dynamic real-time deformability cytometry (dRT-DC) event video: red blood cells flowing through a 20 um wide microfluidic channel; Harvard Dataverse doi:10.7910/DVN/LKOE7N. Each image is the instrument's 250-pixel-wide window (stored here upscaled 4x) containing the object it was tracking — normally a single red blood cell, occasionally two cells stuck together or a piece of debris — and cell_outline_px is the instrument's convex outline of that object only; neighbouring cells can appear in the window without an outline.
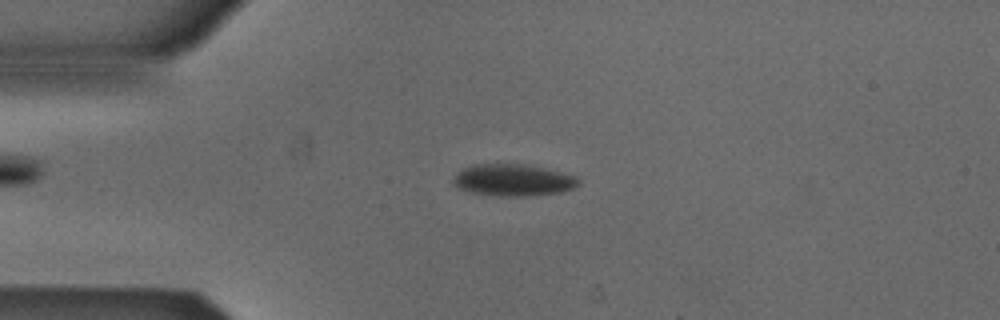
{"species": "Egyptian fruit bat (a non-hibernating species)", "species_latin": "Rousettus aegyptiacus", "temperature_condition": "cold", "stored_images_in_passage": 52, "camera_frame_rate_fps": 3000, "um_per_image_px": 0.085, "animal": {"sex": "male"}, "frame": {"image": 1, "passage_image": 12, "time_ms": 3.667, "image_size_px": [1000, 320], "cell_outline_px": [[580, 184], [572, 188], [560, 192], [524, 196], [496, 196], [468, 192], [456, 188], [452, 184], [452, 176], [464, 168], [476, 164], [520, 164], [560, 172], [576, 176], [580, 180]], "centroid_in_image_um": [43.54, 15.32], "position_along_channel_um": 41.5, "area_um2": 23.18}}
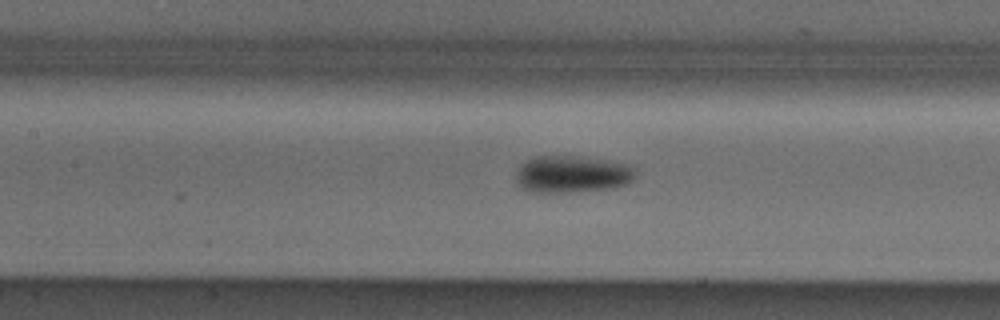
{"frame": {"image": 2, "passage_image": 23, "time_ms": 7.333, "image_size_px": [1000, 320], "cell_outline_px": [[636, 176], [628, 184], [616, 188], [568, 192], [528, 192], [520, 188], [516, 184], [516, 168], [524, 160], [536, 156], [572, 156], [604, 160], [628, 164], [632, 168]], "centroid_in_image_um": [48.56, 14.82], "position_along_channel_um": 158.8, "area_um2": 26.13}}
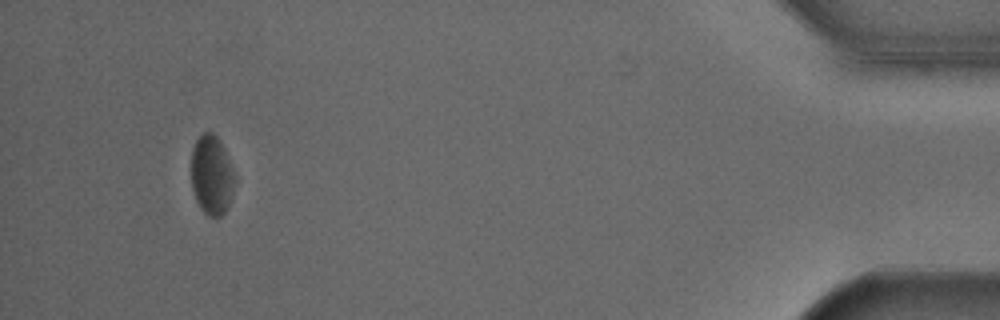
{"frame": {"image": 3, "passage_image": 49, "time_ms": 16.0, "image_size_px": [1000, 320], "cell_outline_px": [[236, 180], [228, 208], [220, 216], [208, 216], [200, 208], [196, 200], [192, 188], [192, 148], [196, 140], [204, 132], [212, 132], [220, 140], [224, 148], [232, 168]], "centroid_in_image_um": [18.0, 14.89], "position_along_channel_um": 417.2, "area_um2": 20.11}, "authors_computed_cell_mechanics": {"area_um2": 22.9466, "velocity_mm_per_s": 3.8512, "shape_relaxation_time_tau1_ms": 2.1801, "shape_relaxation_time_tau2_ms": null, "deformation_change_tau1": 0.0644, "deformation_change_tau2": null}}